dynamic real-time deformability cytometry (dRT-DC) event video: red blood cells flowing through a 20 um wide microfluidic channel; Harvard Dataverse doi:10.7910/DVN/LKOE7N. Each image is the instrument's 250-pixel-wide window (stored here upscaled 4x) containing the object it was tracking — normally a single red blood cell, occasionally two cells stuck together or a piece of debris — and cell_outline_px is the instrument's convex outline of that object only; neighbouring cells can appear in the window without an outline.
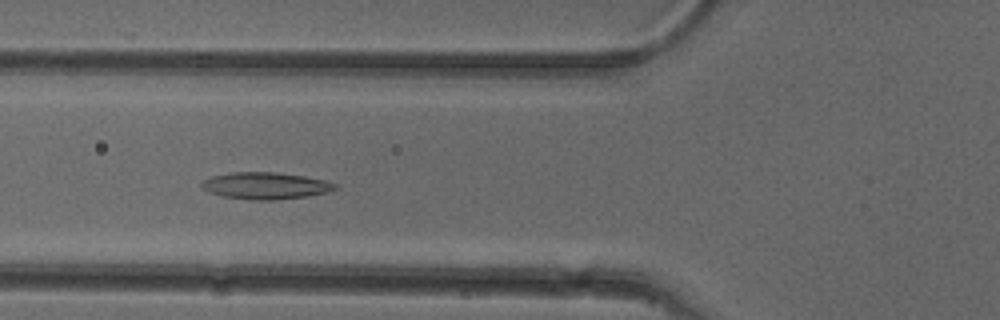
{"species": "common noctule bat (a hibernating species)", "species_latin": "Nyctalus noctula", "temperature_condition": "cold", "stored_images_in_passage": 40, "camera_frame_rate_fps": 3000, "um_per_image_px": 0.085, "animal": {"sex": "female"}, "frame": {"image": 1, "passage_image": 7, "time_ms": 2.0, "image_size_px": [1000, 320], "cell_outline_px": [[340, 188], [328, 192], [308, 196], [276, 200], [248, 200], [224, 196], [208, 192], [200, 184], [204, 180], [212, 176], [232, 172], [276, 172], [304, 176], [324, 180], [336, 184]], "centroid_in_image_um": [22.6, 15.79], "position_along_channel_um": 103.2, "area_um2": 20.92}}
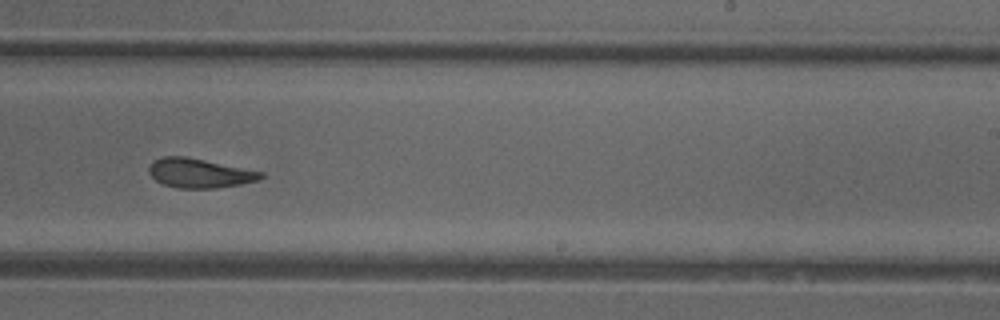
{"frame": {"image": 2, "passage_image": 20, "time_ms": 6.333, "image_size_px": [1000, 320], "cell_outline_px": [[264, 176], [256, 180], [240, 184], [216, 188], [176, 188], [164, 184], [156, 180], [148, 172], [148, 168], [152, 160], [160, 156], [188, 156], [264, 172]], "centroid_in_image_um": [16.92, 14.7], "position_along_channel_um": 272.1, "area_um2": 19.25}}
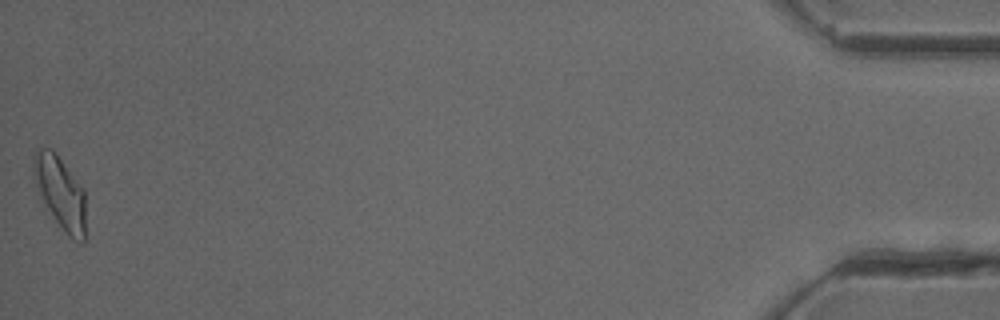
{"frame": {"image": 3, "passage_image": 40, "time_ms": 13.0, "image_size_px": [1000, 320], "cell_outline_px": [[84, 244], [80, 244], [72, 240], [68, 236], [56, 220], [48, 208], [36, 184], [32, 168], [36, 152], [40, 148], [52, 148], [56, 152], [84, 188]], "centroid_in_image_um": [5.16, 16.36], "position_along_channel_um": 430.0, "area_um2": 21.62}, "authors_computed_cell_mechanics": {"area_um2": 19.8832, "velocity_mm_per_s": 3.8956, "shape_relaxation_time_tau1_ms": 8.6609, "shape_relaxation_time_tau2_ms": 3.1789, "deformation_change_tau1": 0.2109, "deformation_change_tau2": 0.1189}}